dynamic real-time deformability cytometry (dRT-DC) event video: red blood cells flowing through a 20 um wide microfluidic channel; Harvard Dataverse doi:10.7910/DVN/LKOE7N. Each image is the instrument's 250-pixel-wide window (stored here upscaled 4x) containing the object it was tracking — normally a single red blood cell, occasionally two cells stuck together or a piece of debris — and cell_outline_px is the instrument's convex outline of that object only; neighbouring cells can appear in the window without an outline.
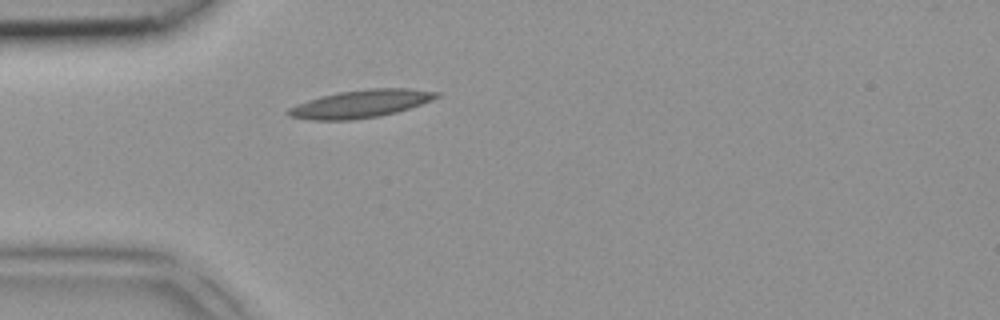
{"species": "common noctule bat (a hibernating species)", "species_latin": "Nyctalus noctula", "temperature_condition": "room temperature", "stored_images_in_passage": 4, "camera_frame_rate_fps": 3000, "um_per_image_px": 0.085, "animal": {"sex": "female", "body_mass_g": 18.4}, "frame": {"image": 1, "passage_image": 4, "time_ms": 1.0, "image_size_px": [1000, 320], "cell_outline_px": [[440, 96], [432, 100], [396, 112], [380, 116], [352, 120], [312, 120], [288, 116], [284, 112], [288, 108], [296, 104], [320, 96], [336, 92], [372, 88], [408, 88], [440, 92]], "centroid_in_image_um": [30.62, 8.82], "position_along_channel_um": 54.4, "area_um2": 24.1}}